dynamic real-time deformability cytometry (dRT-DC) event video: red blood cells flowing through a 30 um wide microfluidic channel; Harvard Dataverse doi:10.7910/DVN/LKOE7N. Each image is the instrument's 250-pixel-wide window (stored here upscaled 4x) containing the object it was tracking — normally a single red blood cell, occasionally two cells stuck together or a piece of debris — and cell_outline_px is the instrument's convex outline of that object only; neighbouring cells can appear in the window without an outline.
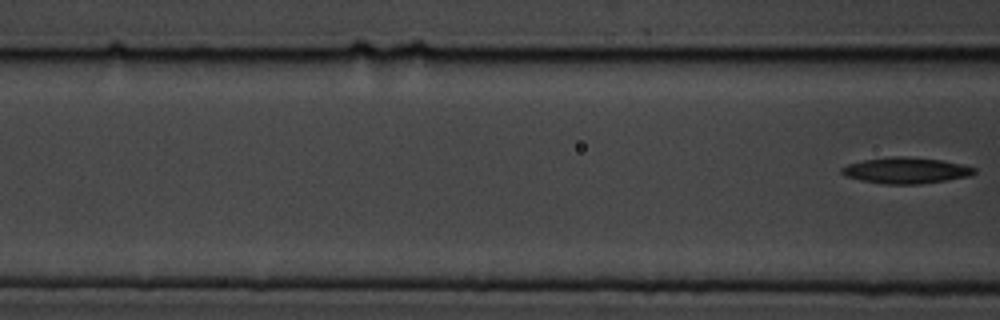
{"species": "common noctule bat (a hibernating species)", "species_latin": "Nyctalus noctula", "temperature_condition": "cold", "stored_images_in_passage": 4, "segment_of_instrument_passage": [2, 2], "camera_frame_rate_fps": 3000, "um_per_image_px": 0.085, "animal": {"sex": "male", "body_mass_g": 19.5, "forearm_length_mm": 54.6}, "frame": {"image": 1, "passage_image": 4, "time_ms": 4.333, "image_size_px": [1000, 320], "cell_outline_px": [[976, 172], [968, 176], [920, 184], [884, 184], [860, 180], [844, 176], [840, 172], [840, 168], [848, 164], [864, 160], [896, 156], [904, 156], [940, 160], [960, 164], [976, 168]], "centroid_in_image_um": [76.95, 14.49], "position_along_channel_um": 89.7, "area_um2": 19.94}}